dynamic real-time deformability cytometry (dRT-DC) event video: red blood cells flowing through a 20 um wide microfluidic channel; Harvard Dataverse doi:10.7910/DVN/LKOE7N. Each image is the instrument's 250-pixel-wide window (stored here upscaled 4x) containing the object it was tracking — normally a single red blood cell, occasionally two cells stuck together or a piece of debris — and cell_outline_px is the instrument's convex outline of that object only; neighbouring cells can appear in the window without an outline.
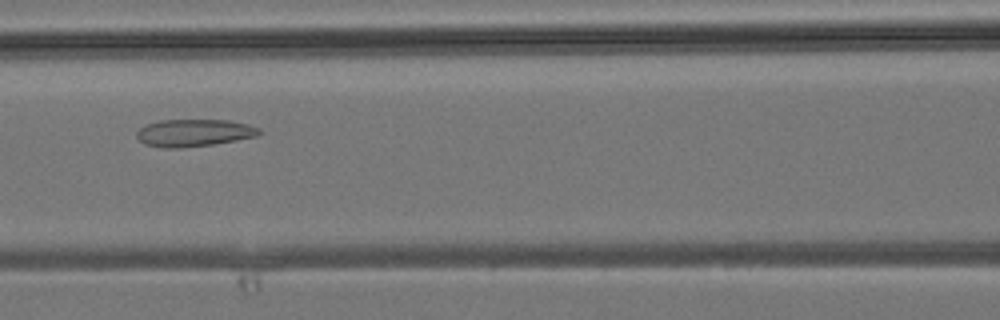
{"species": "common noctule bat (a hibernating species)", "species_latin": "Nyctalus noctula", "temperature_condition": "room temperature", "stored_images_in_passage": 27, "camera_frame_rate_fps": 3000, "um_per_image_px": 0.085, "animal": {"sex": "male", "body_mass_g": 19.2, "forearm_length_mm": 51.8}, "frame": {"image": 1, "passage_image": 7, "time_ms": 2.0, "image_size_px": [1000, 320], "cell_outline_px": [[264, 132], [256, 136], [236, 140], [212, 144], [180, 148], [160, 148], [144, 144], [136, 136], [136, 132], [144, 124], [160, 120], [228, 120], [248, 124], [260, 128]], "centroid_in_image_um": [16.47, 11.29], "position_along_channel_um": 150.1, "area_um2": 19.65}}
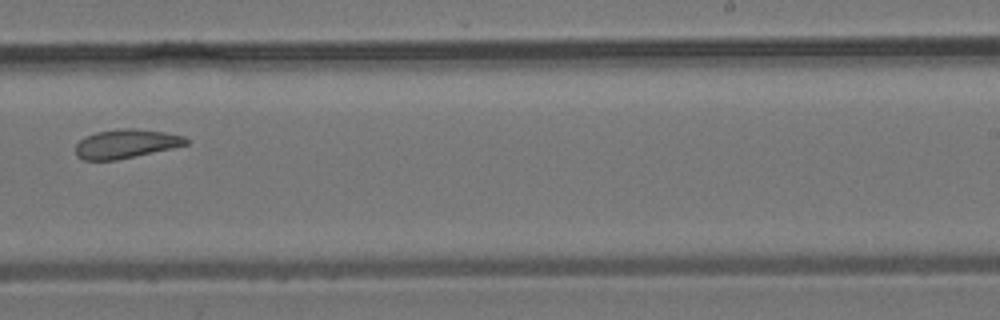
{"frame": {"image": 2, "passage_image": 15, "time_ms": 4.667, "image_size_px": [1000, 320], "cell_outline_px": [[192, 140], [188, 144], [172, 148], [116, 160], [84, 160], [76, 156], [76, 144], [84, 136], [96, 132], [124, 128], [132, 128], [164, 132], [184, 136]], "centroid_in_image_um": [10.71, 12.22], "position_along_channel_um": 278.3, "area_um2": 18.61}}
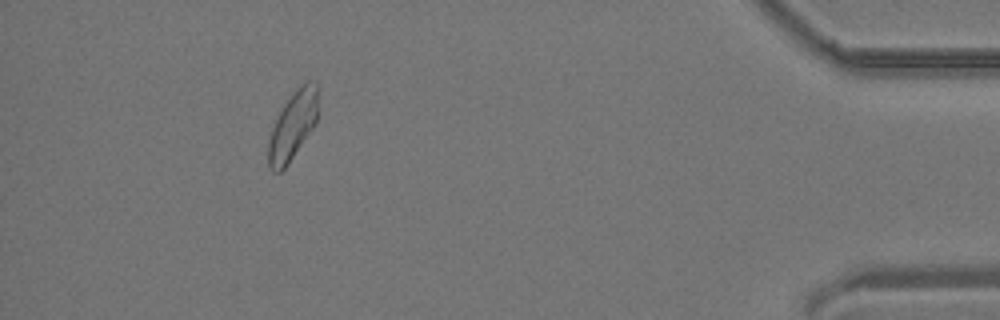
{"frame": {"image": 3, "passage_image": 27, "time_ms": 8.667, "image_size_px": [1000, 320], "cell_outline_px": [[320, 88], [316, 124], [288, 164], [280, 172], [272, 172], [268, 168], [268, 140], [272, 128], [284, 104], [292, 92], [300, 84], [308, 80], [316, 80]], "centroid_in_image_um": [24.93, 10.62], "position_along_channel_um": 410.3, "area_um2": 20.29}}